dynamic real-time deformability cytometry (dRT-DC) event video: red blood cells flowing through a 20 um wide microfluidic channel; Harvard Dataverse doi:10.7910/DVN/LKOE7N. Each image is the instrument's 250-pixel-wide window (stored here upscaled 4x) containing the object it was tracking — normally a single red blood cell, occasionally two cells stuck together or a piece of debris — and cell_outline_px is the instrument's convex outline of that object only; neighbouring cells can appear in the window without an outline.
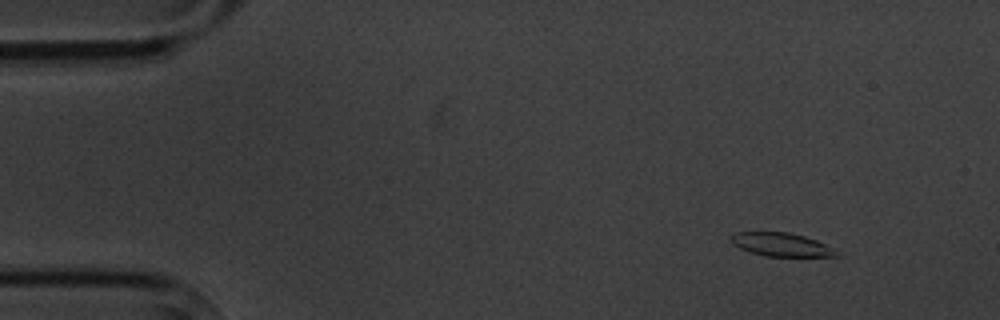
{"species": "common noctule bat (a hibernating species)", "species_latin": "Nyctalus noctula", "temperature_condition": "cold", "stored_images_in_passage": 6, "camera_frame_rate_fps": 3000, "um_per_image_px": 0.085, "animal": {"sex": "male", "body_mass_g": 20.1, "forearm_length_mm": 53.5}, "frame": {"image": 1, "passage_image": 2, "time_ms": 1.333, "image_size_px": [1000, 320], "cell_outline_px": [[836, 256], [764, 256], [740, 248], [732, 244], [728, 236], [732, 232], [788, 232], [804, 236], [816, 240], [824, 244]], "centroid_in_image_um": [66.23, 20.76], "position_along_channel_um": 18.8, "area_um2": 14.05}}
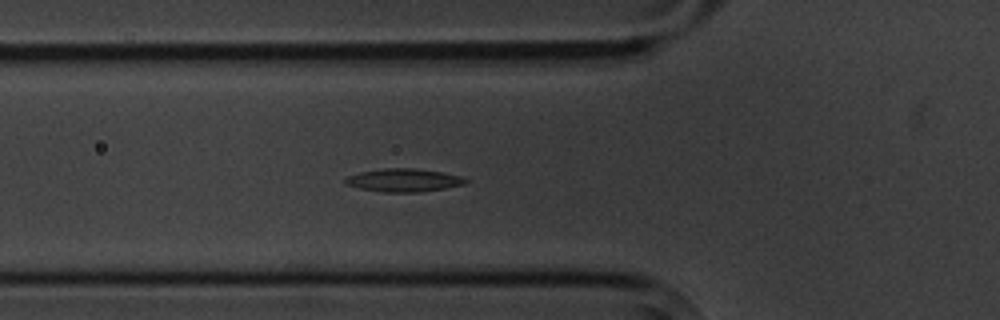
{"frame": {"image": 2, "passage_image": 6, "time_ms": 6.0, "image_size_px": [1000, 320], "cell_outline_px": [[468, 180], [464, 184], [444, 188], [420, 192], [384, 192], [360, 188], [344, 184], [344, 180], [348, 176], [360, 172], [384, 168], [412, 168], [440, 172], [464, 176]], "centroid_in_image_um": [34.31, 15.31], "position_along_channel_um": 91.5, "area_um2": 16.07}}